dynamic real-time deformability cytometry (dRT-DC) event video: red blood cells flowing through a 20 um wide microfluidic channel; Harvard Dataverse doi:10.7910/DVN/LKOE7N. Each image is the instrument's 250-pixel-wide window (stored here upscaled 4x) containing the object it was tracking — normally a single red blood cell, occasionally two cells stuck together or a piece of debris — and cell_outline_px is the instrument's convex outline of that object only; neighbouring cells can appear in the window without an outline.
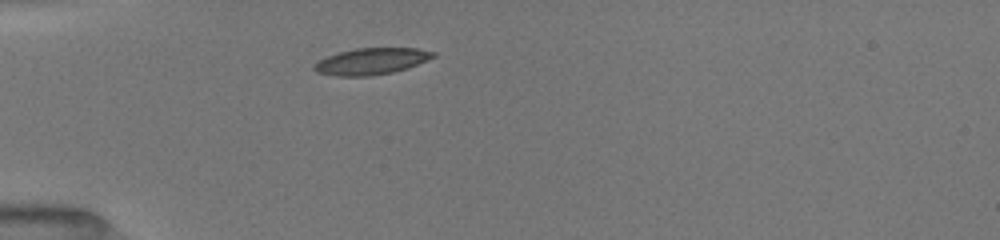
{"species": "common noctule bat (a hibernating species)", "species_latin": "Nyctalus noctula", "temperature_condition": "room temperature", "stored_images_in_passage": 24, "camera_frame_rate_fps": 3000, "um_per_image_px": 0.085, "animal": {"sex": "female", "body_mass_g": 19.5, "forearm_length_mm": 54.1}, "frame": {"image": 1, "passage_image": 1, "time_ms": 0.0, "image_size_px": [1000, 240], "cell_outline_px": [[436, 56], [408, 68], [392, 72], [372, 76], [336, 76], [316, 72], [312, 68], [320, 60], [328, 56], [340, 52], [356, 48], [416, 48], [436, 52]], "centroid_in_image_um": [31.59, 5.21], "position_along_channel_um": 53.4, "area_um2": 18.26}}
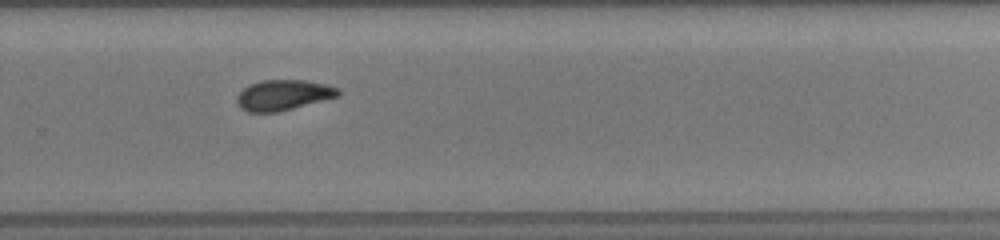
{"frame": {"image": 2, "passage_image": 11, "time_ms": 6.667, "image_size_px": [1000, 240], "cell_outline_px": [[340, 96], [276, 112], [248, 112], [240, 108], [236, 100], [236, 96], [244, 88], [260, 80], [304, 80], [324, 84], [340, 88]], "centroid_in_image_um": [24.08, 8.08], "position_along_channel_um": 305.7, "area_um2": 17.86}}
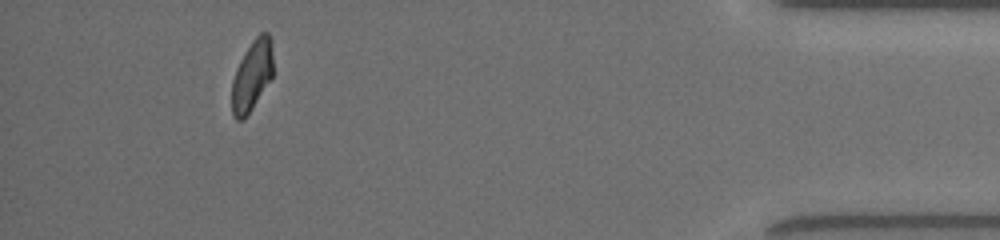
{"frame": {"image": 3, "passage_image": 21, "time_ms": 10.667, "image_size_px": [1000, 240], "cell_outline_px": [[272, 76], [252, 108], [244, 120], [236, 120], [232, 116], [232, 80], [236, 68], [244, 52], [252, 40], [260, 32], [268, 32], [272, 40]], "centroid_in_image_um": [21.4, 6.4], "position_along_channel_um": 413.8, "area_um2": 16.99}, "authors_computed_cell_mechanics": {"area_um2": 18.1203, "velocity_mm_per_s": 4.0296, "shape_relaxation_time_tau1_ms": 5.8027, "shape_relaxation_time_tau2_ms": 1.4474, "deformation_change_tau1": 0.1363, "deformation_change_tau2": 0.0626}}